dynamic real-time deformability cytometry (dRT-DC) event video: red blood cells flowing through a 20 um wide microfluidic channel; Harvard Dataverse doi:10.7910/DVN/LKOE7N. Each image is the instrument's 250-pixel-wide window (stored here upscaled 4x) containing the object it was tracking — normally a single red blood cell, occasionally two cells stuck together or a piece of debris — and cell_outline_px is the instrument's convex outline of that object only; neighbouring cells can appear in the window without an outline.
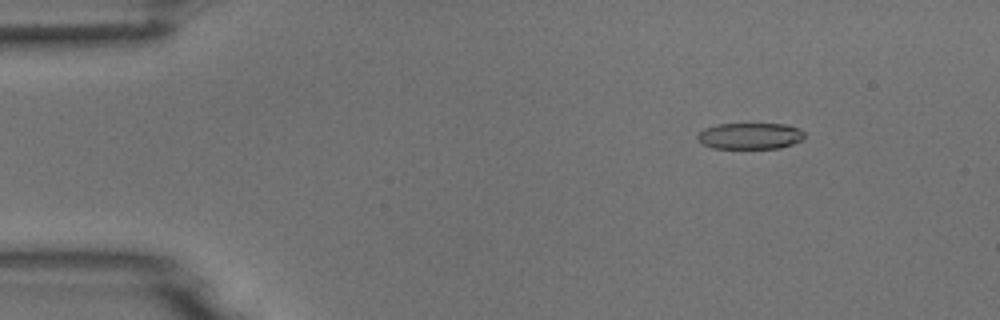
{"species": "common noctule bat (a hibernating species)", "species_latin": "Nyctalus noctula", "temperature_condition": "room temperature", "stored_images_in_passage": 52, "camera_frame_rate_fps": 3000, "um_per_image_px": 0.085, "animal": {"sex": "male", "body_mass_g": 18.8}, "frame": {"image": 1, "passage_image": 6, "time_ms": 1.667, "image_size_px": [1000, 320], "cell_outline_px": [[808, 136], [804, 140], [780, 148], [712, 148], [704, 144], [696, 136], [704, 128], [716, 124], [788, 124], [804, 132]], "centroid_in_image_um": [63.81, 11.55], "position_along_channel_um": 21.2, "area_um2": 16.47}}
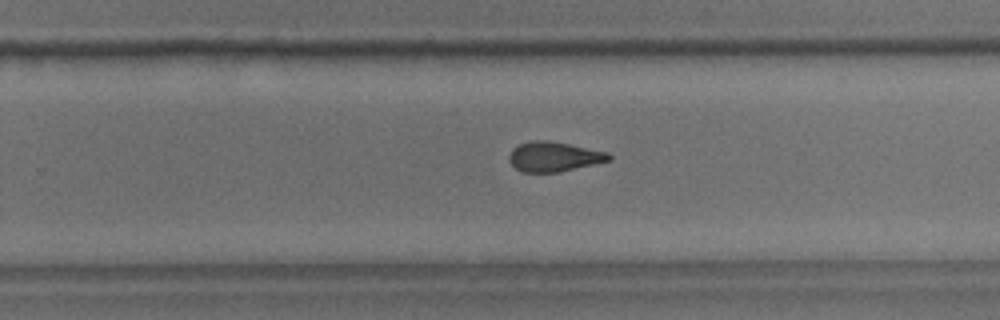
{"frame": {"image": 2, "passage_image": 33, "time_ms": 10.667, "image_size_px": [1000, 320], "cell_outline_px": [[612, 160], [560, 172], [524, 172], [516, 168], [508, 160], [508, 156], [512, 148], [528, 140], [548, 140], [608, 152], [612, 156]], "centroid_in_image_um": [47.08, 13.31], "position_along_channel_um": 282.7, "area_um2": 17.4}}
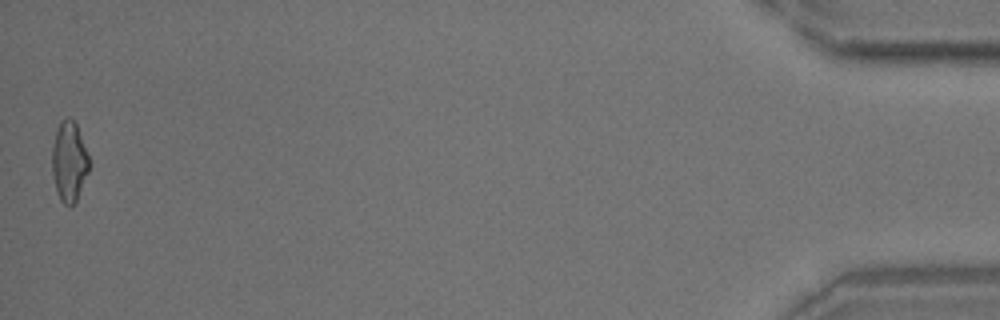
{"frame": {"image": 3, "passage_image": 52, "time_ms": 17.0, "image_size_px": [1000, 320], "cell_outline_px": [[88, 172], [76, 200], [72, 204], [64, 204], [60, 200], [56, 192], [52, 172], [52, 148], [56, 132], [60, 120], [68, 116], [76, 124], [88, 156]], "centroid_in_image_um": [5.85, 13.72], "position_along_channel_um": 429.4, "area_um2": 16.94}}